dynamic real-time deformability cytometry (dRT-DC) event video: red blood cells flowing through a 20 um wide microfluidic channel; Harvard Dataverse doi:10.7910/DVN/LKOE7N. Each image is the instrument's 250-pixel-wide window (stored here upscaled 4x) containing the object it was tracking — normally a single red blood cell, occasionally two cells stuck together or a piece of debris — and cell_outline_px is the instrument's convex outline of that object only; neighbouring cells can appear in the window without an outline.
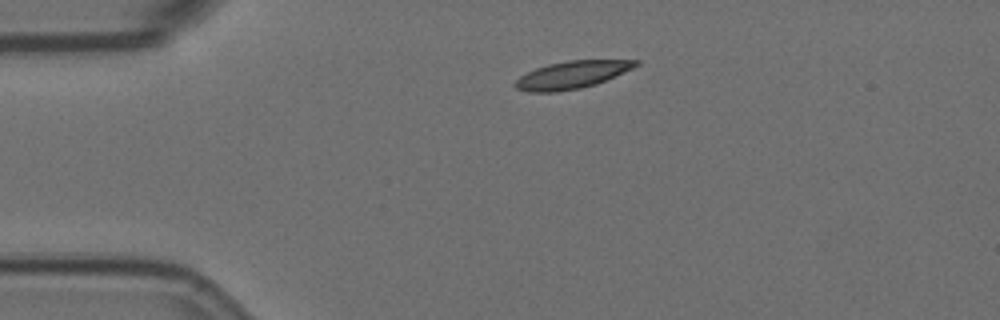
{"species": "Egyptian fruit bat (a non-hibernating species)", "species_latin": "Rousettus aegyptiacus", "temperature_condition": "room temperature", "stored_images_in_passage": 2, "camera_frame_rate_fps": 3000, "um_per_image_px": 0.085, "animal": {"sex": "female"}, "frame": {"image": 1, "passage_image": 1, "time_ms": 0.0, "image_size_px": [1000, 320], "cell_outline_px": [[640, 64], [632, 68], [596, 84], [580, 88], [556, 92], [528, 92], [516, 88], [516, 80], [520, 76], [536, 68], [548, 64], [568, 60], [640, 60]], "centroid_in_image_um": [48.61, 6.36], "position_along_channel_um": 36.4, "area_um2": 19.07}}